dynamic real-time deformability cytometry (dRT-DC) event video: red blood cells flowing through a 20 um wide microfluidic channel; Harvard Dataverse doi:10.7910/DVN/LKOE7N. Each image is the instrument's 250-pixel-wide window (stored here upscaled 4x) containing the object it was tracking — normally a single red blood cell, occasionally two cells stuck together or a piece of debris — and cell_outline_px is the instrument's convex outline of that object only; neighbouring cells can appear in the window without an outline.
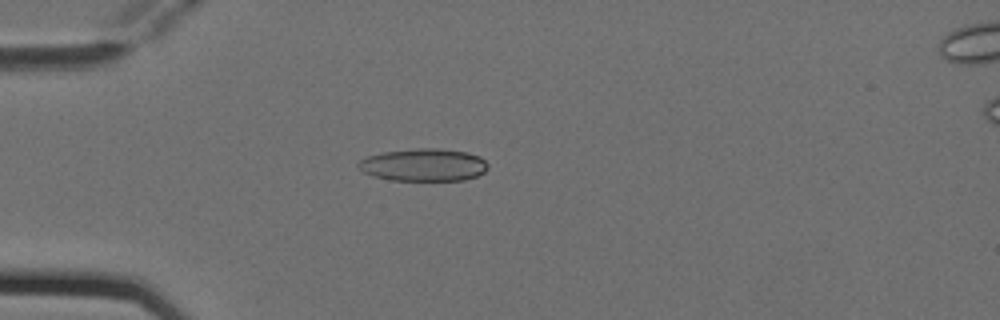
{"species": "Egyptian fruit bat (a non-hibernating species)", "species_latin": "Rousettus aegyptiacus", "temperature_condition": "cold", "stored_images_in_passage": 2, "camera_frame_rate_fps": 3000, "um_per_image_px": 0.085, "animal": {"sex": "female"}, "frame": {"image": 1, "passage_image": 1, "time_ms": 0.0, "image_size_px": [1000, 320], "cell_outline_px": [[488, 168], [484, 172], [476, 176], [464, 180], [392, 180], [376, 176], [364, 172], [356, 164], [360, 160], [368, 156], [384, 152], [416, 148], [436, 148], [468, 152], [480, 156], [488, 164]], "centroid_in_image_um": [36.05, 14.01], "position_along_channel_um": 49.0, "area_um2": 24.45}}